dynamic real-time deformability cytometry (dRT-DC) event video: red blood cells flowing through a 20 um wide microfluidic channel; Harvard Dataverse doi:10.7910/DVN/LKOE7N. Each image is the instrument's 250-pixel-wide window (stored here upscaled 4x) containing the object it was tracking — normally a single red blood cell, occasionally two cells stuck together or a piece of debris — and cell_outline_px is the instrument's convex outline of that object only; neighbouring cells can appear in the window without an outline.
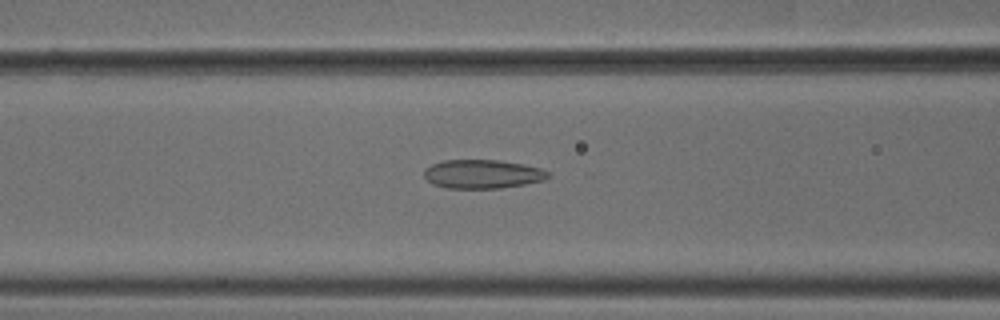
{"species": "common noctule bat (a hibernating species)", "species_latin": "Nyctalus noctula", "temperature_condition": "cold", "stored_images_in_passage": 53, "camera_frame_rate_fps": 3000, "um_per_image_px": 0.085, "animal": {"sex": "male", "body_mass_g": 18.8}, "frame": {"image": 1, "passage_image": 22, "time_ms": 7.0, "image_size_px": [1000, 320], "cell_outline_px": [[552, 176], [544, 180], [524, 184], [500, 188], [448, 188], [432, 184], [424, 176], [424, 168], [432, 164], [444, 160], [496, 160], [524, 164], [540, 168], [548, 172]], "centroid_in_image_um": [41.01, 14.79], "position_along_channel_um": 125.6, "area_um2": 20.81}}
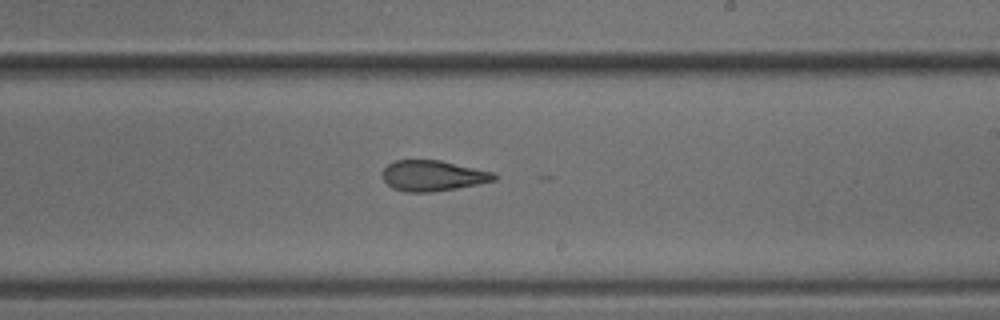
{"frame": {"image": 2, "passage_image": 32, "time_ms": 10.333, "image_size_px": [1000, 320], "cell_outline_px": [[496, 180], [456, 188], [432, 192], [404, 192], [392, 188], [384, 180], [384, 168], [388, 164], [396, 160], [440, 160], [492, 172], [496, 176]], "centroid_in_image_um": [36.77, 14.94], "position_along_channel_um": 252.2, "area_um2": 19.65}}
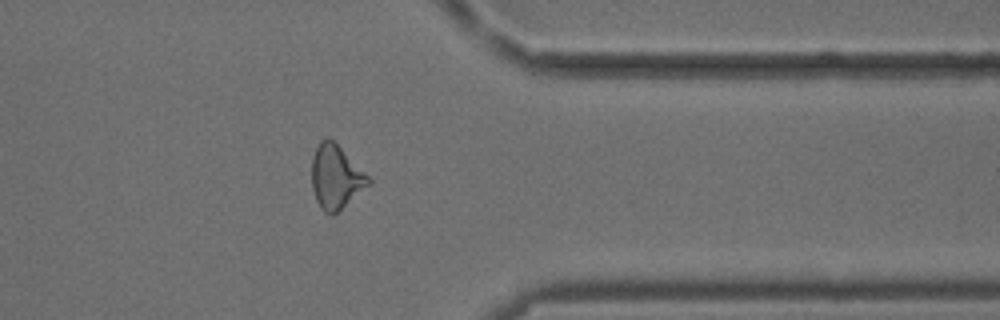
{"frame": {"image": 3, "passage_image": 43, "time_ms": 14.0, "image_size_px": [1000, 320], "cell_outline_px": [[372, 180], [368, 184], [332, 216], [324, 212], [316, 200], [312, 188], [312, 156], [320, 140], [328, 136]], "centroid_in_image_um": [28.49, 15.03], "position_along_channel_um": 382.9, "area_um2": 20.4}, "authors_computed_cell_mechanics": {"area_um2": 21.2704, "velocity_mm_per_s": 3.7914, "shape_relaxation_time_tau1_ms": null, "shape_relaxation_time_tau2_ms": 2.675, "deformation_change_tau1": null, "deformation_change_tau2": 0.1012}}